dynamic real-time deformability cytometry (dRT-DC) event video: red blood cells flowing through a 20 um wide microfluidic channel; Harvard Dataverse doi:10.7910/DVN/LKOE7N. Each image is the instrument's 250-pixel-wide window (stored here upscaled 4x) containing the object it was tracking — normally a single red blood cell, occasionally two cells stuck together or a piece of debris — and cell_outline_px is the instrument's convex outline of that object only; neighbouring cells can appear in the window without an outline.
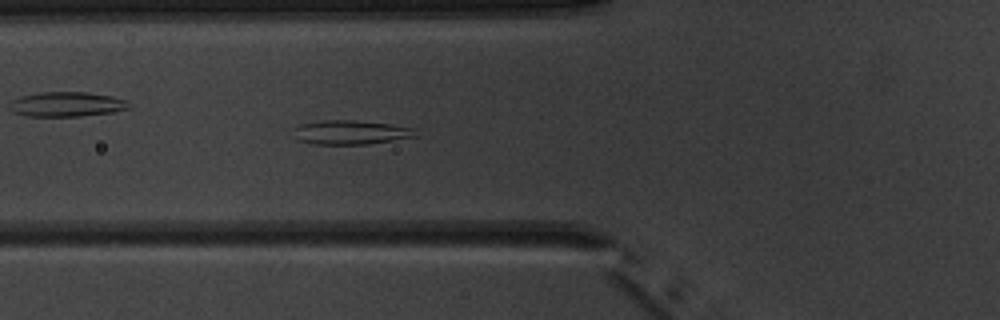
{"species": "common noctule bat (a hibernating species)", "species_latin": "Nyctalus noctula", "temperature_condition": "warm", "stored_images_in_passage": 4, "camera_frame_rate_fps": 3000, "um_per_image_px": 0.085, "animal": {"sex": "male", "body_mass_g": 20.1, "forearm_length_mm": 53.5}, "frame": {"image": 1, "passage_image": 4, "time_ms": 4.333, "image_size_px": [1000, 320], "cell_outline_px": [[416, 136], [368, 144], [312, 144], [296, 140], [292, 128], [300, 124], [324, 120], [356, 120], [392, 124], [412, 128]], "centroid_in_image_um": [29.72, 11.24], "position_along_channel_um": 96.1, "area_um2": 17.17}}